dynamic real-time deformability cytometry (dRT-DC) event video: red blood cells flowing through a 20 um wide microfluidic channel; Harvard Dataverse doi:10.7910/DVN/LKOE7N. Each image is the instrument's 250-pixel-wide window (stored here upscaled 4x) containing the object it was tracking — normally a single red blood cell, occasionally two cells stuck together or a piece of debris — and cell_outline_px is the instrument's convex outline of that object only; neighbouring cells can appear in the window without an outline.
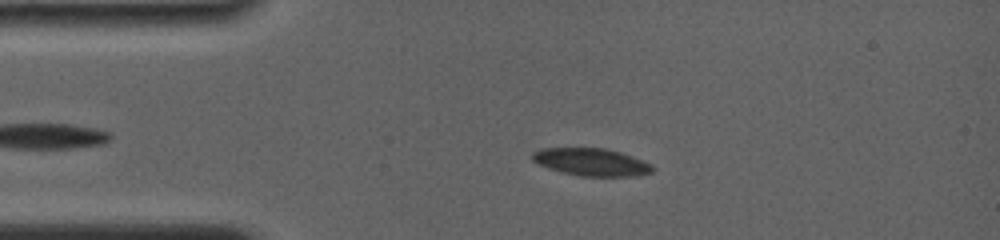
{"species": "common noctule bat (a hibernating species)", "species_latin": "Nyctalus noctula", "temperature_condition": "room temperature", "stored_images_in_passage": 51, "camera_frame_rate_fps": 4000, "um_per_image_px": 0.085, "animal": {"sex": "female", "body_mass_g": 19.0, "forearm_length_mm": 56.7}, "frame": {"image": 1, "passage_image": 11, "time_ms": 3.0, "image_size_px": [1000, 240], "cell_outline_px": [[656, 168], [652, 172], [636, 176], [580, 176], [560, 172], [548, 168], [532, 160], [532, 152], [540, 148], [604, 148], [620, 152], [632, 156], [652, 164]], "centroid_in_image_um": [50.28, 13.78], "position_along_channel_um": 34.7, "area_um2": 19.36}}
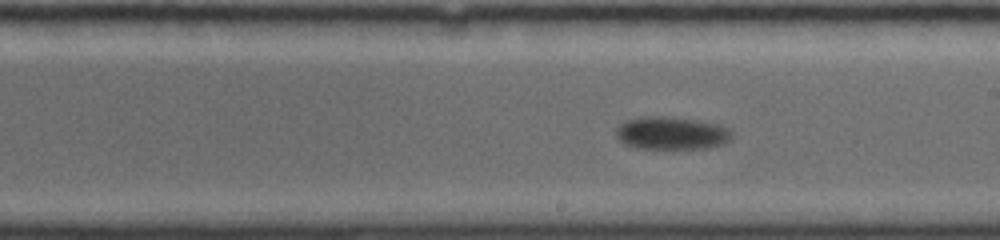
{"frame": {"image": 2, "passage_image": 32, "time_ms": 9.25, "image_size_px": [1000, 240], "cell_outline_px": [[732, 140], [724, 144], [708, 148], [636, 148], [624, 144], [616, 136], [616, 128], [620, 124], [628, 120], [644, 116], [668, 116], [700, 120], [716, 124], [728, 128], [732, 132]], "centroid_in_image_um": [57.1, 11.31], "position_along_channel_um": 231.9, "area_um2": 22.31}}
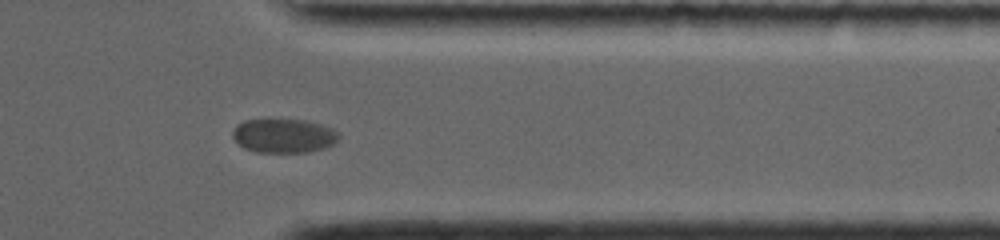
{"frame": {"image": 3, "passage_image": 48, "time_ms": 13.5, "image_size_px": [1000, 240], "cell_outline_px": [[340, 136], [332, 144], [324, 148], [308, 152], [256, 152], [244, 148], [236, 144], [232, 136], [232, 132], [236, 124], [244, 120], [308, 120], [332, 128], [340, 132]], "centroid_in_image_um": [24.09, 11.54], "position_along_channel_um": 387.3, "area_um2": 21.21}, "authors_computed_cell_mechanics": {"area_um2": 21.1548, "velocity_mm_per_s": 3.6376, "shape_relaxation_time_tau1_ms": 2.4181, "shape_relaxation_time_tau2_ms": null, "deformation_change_tau1": 0.047, "deformation_change_tau2": null}}